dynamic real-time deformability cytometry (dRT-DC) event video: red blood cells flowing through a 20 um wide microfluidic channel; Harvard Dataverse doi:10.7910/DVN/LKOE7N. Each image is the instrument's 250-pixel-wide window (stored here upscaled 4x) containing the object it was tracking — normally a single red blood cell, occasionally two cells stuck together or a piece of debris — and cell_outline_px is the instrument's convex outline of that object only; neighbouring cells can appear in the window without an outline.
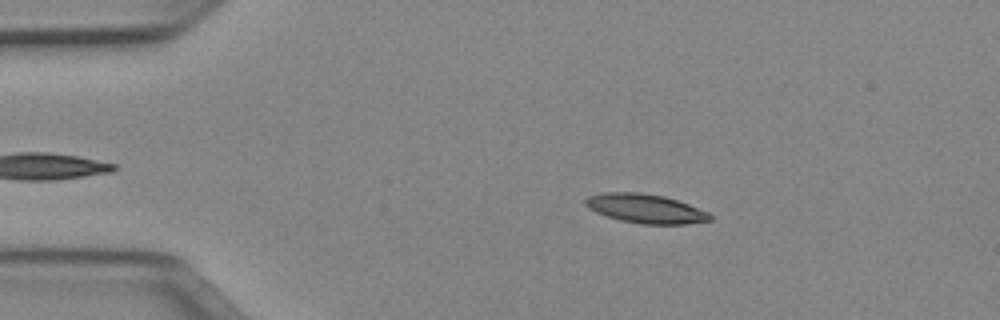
{"species": "Egyptian fruit bat (a non-hibernating species)", "species_latin": "Rousettus aegyptiacus", "temperature_condition": "cold", "stored_images_in_passage": 44, "camera_frame_rate_fps": 3000, "um_per_image_px": 0.085, "animal": {"sex": "female"}, "frame": {"image": 1, "passage_image": 9, "time_ms": 2.667, "image_size_px": [1000, 320], "cell_outline_px": [[712, 220], [688, 224], [640, 224], [620, 220], [596, 212], [588, 208], [584, 204], [584, 200], [588, 196], [604, 192], [636, 192], [664, 196], [688, 204], [708, 212], [712, 216]], "centroid_in_image_um": [54.86, 17.73], "position_along_channel_um": 30.1, "area_um2": 21.1}}
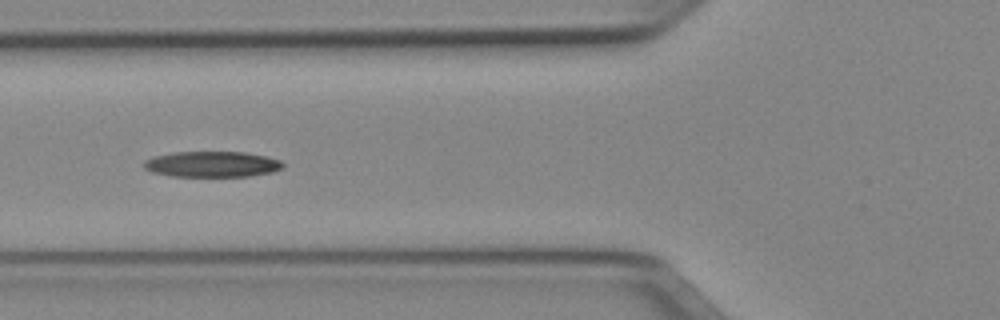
{"frame": {"image": 2, "passage_image": 19, "time_ms": 6.0, "image_size_px": [1000, 320], "cell_outline_px": [[284, 168], [272, 172], [248, 176], [172, 176], [152, 172], [144, 168], [144, 160], [152, 156], [176, 152], [244, 152], [264, 156], [280, 160], [284, 164]], "centroid_in_image_um": [18.01, 13.95], "position_along_channel_um": 107.8, "area_um2": 20.81}}
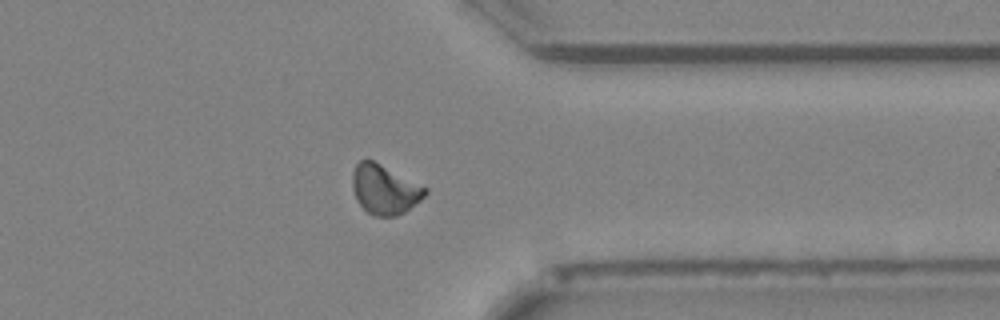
{"frame": {"image": 3, "passage_image": 40, "time_ms": 13.0, "image_size_px": [1000, 320], "cell_outline_px": [[428, 192], [420, 200], [404, 212], [396, 216], [376, 216], [368, 212], [356, 200], [352, 188], [352, 172], [356, 164], [360, 160], [372, 160], [428, 188]], "centroid_in_image_um": [32.67, 16.1], "position_along_channel_um": 378.7, "area_um2": 20.75}, "authors_computed_cell_mechanics": {"area_um2": 20.7502, "velocity_mm_per_s": 3.9473, "shape_relaxation_time_tau1_ms": 4.0714, "shape_relaxation_time_tau2_ms": null, "deformation_change_tau1": 0.1309, "deformation_change_tau2": null}}